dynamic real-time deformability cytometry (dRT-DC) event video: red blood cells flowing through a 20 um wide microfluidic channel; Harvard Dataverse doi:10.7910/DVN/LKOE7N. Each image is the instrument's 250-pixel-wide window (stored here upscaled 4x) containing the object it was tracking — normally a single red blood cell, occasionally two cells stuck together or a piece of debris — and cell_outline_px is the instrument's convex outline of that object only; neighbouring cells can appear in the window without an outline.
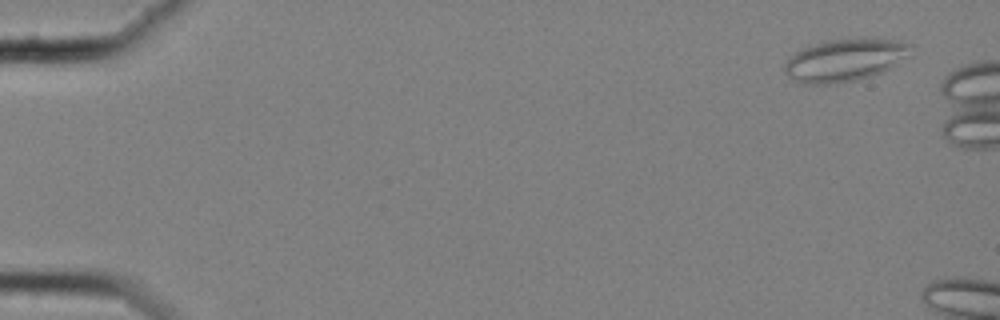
{"species": "common noctule bat (a hibernating species)", "species_latin": "Nyctalus noctula", "temperature_condition": "cold", "stored_images_in_passage": 9, "camera_frame_rate_fps": 3000, "um_per_image_px": 0.085, "animal": {"sex": "female", "body_mass_g": 25.1}, "frame": {"image": 1, "passage_image": 4, "time_ms": 1.0, "image_size_px": [1000, 320], "cell_outline_px": [[912, 56], [880, 72], [856, 80], [828, 84], [804, 84], [792, 80], [784, 72], [784, 64], [796, 52], [804, 48], [824, 40], [872, 36], [896, 40], [912, 44]], "centroid_in_image_um": [71.86, 5.07], "position_along_channel_um": 13.1, "area_um2": 31.73}}